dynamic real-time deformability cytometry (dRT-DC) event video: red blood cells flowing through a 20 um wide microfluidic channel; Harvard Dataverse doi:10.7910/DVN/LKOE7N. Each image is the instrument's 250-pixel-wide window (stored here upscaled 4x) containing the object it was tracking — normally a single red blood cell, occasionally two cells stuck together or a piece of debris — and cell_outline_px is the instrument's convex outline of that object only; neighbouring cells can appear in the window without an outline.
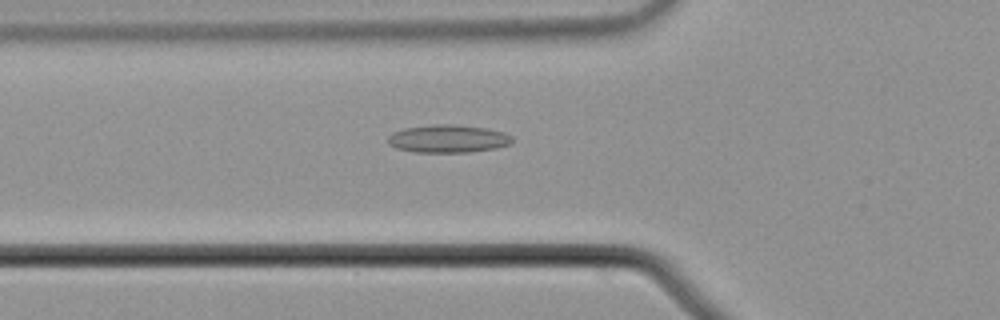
{"species": "common noctule bat (a hibernating species)", "species_latin": "Nyctalus noctula", "temperature_condition": "cold", "stored_images_in_passage": 36, "camera_frame_rate_fps": 3000, "um_per_image_px": 0.085, "animal": {"sex": "male", "body_mass_g": 21.5, "forearm_length_mm": 52.0}, "frame": {"image": 1, "passage_image": 2, "time_ms": 0.333, "image_size_px": [1000, 320], "cell_outline_px": [[512, 144], [496, 148], [468, 152], [412, 152], [396, 148], [388, 144], [388, 136], [392, 132], [404, 128], [432, 124], [456, 124], [484, 128], [504, 132], [512, 136]], "centroid_in_image_um": [38.06, 11.79], "position_along_channel_um": 87.7, "area_um2": 20.35}}
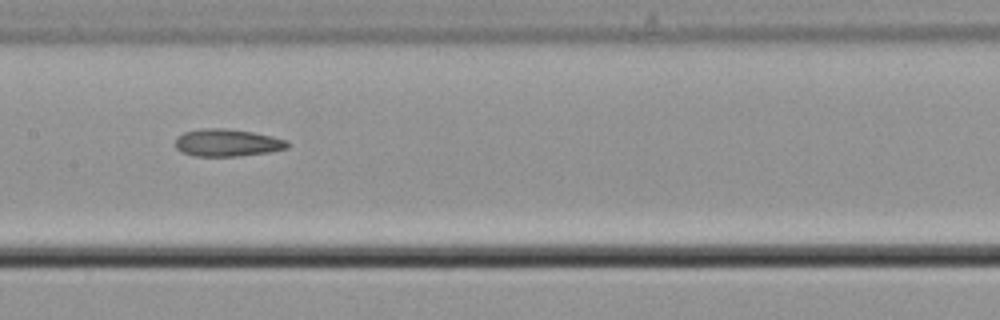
{"frame": {"image": 2, "passage_image": 10, "time_ms": 3.0, "image_size_px": [1000, 320], "cell_outline_px": [[288, 148], [268, 152], [236, 156], [196, 156], [180, 152], [176, 148], [176, 136], [184, 132], [204, 128], [228, 128], [252, 132], [272, 136], [288, 140]], "centroid_in_image_um": [19.3, 12.12], "position_along_channel_um": 188.1, "area_um2": 17.92}}
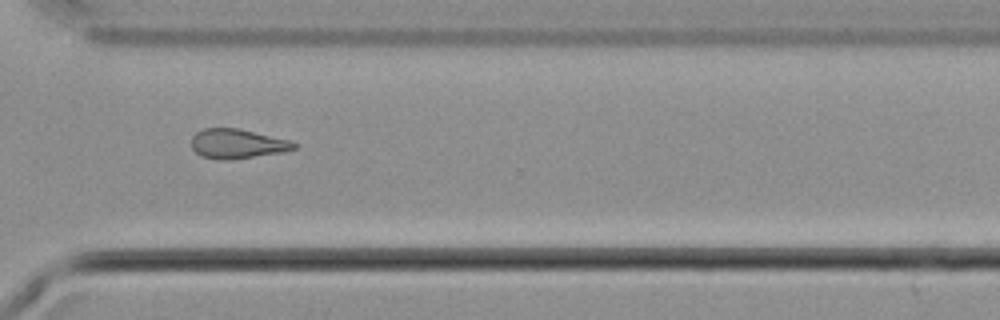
{"frame": {"image": 3, "passage_image": 23, "time_ms": 7.333, "image_size_px": [1000, 320], "cell_outline_px": [[296, 148], [280, 152], [224, 160], [200, 156], [192, 148], [192, 136], [196, 132], [204, 128], [240, 128], [288, 140], [296, 144]], "centroid_in_image_um": [20.11, 12.2], "position_along_channel_um": 350.5, "area_um2": 17.28}}